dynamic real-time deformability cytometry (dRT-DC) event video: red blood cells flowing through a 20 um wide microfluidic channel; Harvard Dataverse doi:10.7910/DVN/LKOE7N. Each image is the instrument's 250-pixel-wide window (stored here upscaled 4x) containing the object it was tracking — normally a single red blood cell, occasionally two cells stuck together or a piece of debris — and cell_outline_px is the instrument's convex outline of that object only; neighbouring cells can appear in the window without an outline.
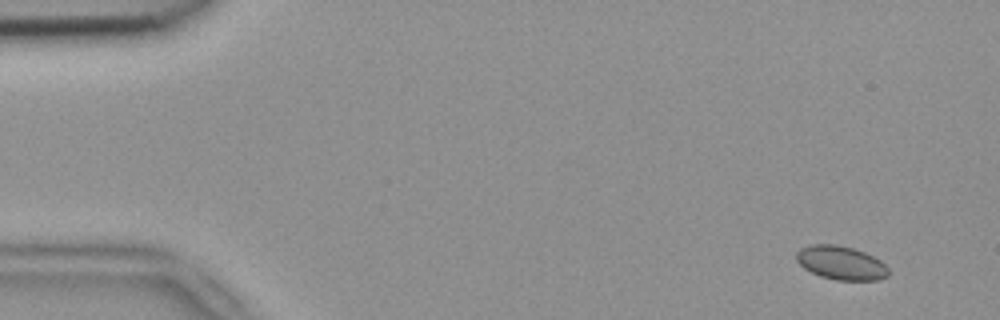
{"species": "common noctule bat (a hibernating species)", "species_latin": "Nyctalus noctula", "temperature_condition": "room temperature", "stored_images_in_passage": 6, "camera_frame_rate_fps": 3000, "um_per_image_px": 0.085, "animal": {"sex": "female", "body_mass_g": 18.4}, "frame": {"image": 1, "passage_image": 1, "time_ms": 0.0, "image_size_px": [1000, 320], "cell_outline_px": [[888, 276], [880, 280], [836, 280], [820, 276], [804, 268], [796, 260], [796, 252], [800, 248], [812, 244], [836, 244], [852, 248], [864, 252], [880, 260], [888, 268]], "centroid_in_image_um": [71.47, 22.34], "position_along_channel_um": 13.5, "area_um2": 18.09}}
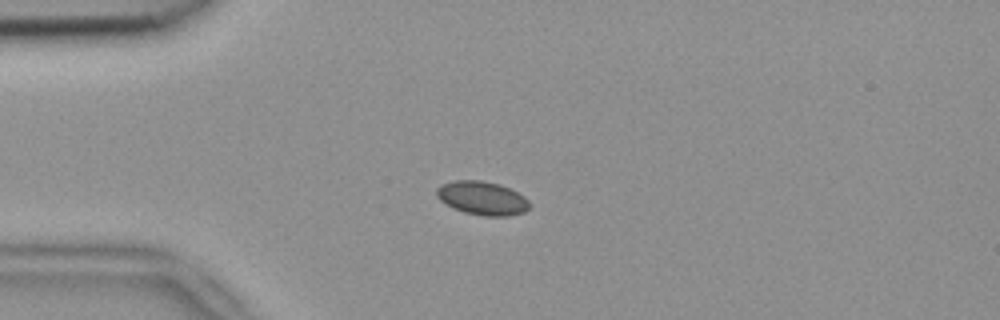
{"frame": {"image": 2, "passage_image": 4, "time_ms": 1.0, "image_size_px": [1000, 320], "cell_outline_px": [[528, 208], [524, 212], [508, 216], [484, 216], [464, 212], [452, 208], [444, 204], [436, 196], [436, 188], [440, 184], [456, 180], [480, 180], [500, 184], [524, 196], [528, 200]], "centroid_in_image_um": [40.94, 16.84], "position_along_channel_um": 44.1, "area_um2": 18.26}}